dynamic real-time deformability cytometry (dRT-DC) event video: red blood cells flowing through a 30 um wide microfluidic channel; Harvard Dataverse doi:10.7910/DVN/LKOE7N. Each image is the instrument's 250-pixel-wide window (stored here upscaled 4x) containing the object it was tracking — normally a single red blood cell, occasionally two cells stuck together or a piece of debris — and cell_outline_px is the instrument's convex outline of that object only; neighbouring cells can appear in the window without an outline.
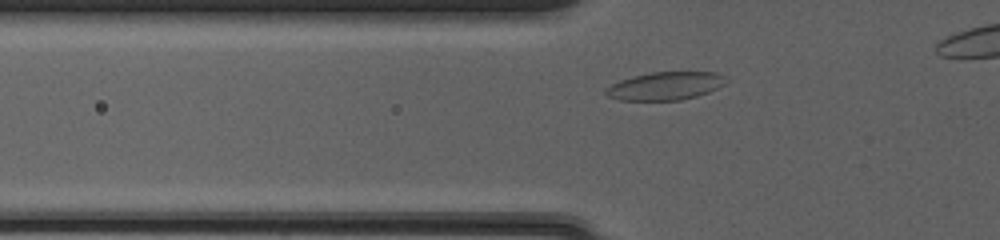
{"species": "common noctule bat (a hibernating species)", "species_latin": "Nyctalus noctula", "temperature_condition": "cold", "stored_images_in_passage": 30, "camera_frame_rate_fps": 3000, "um_per_image_px": 0.085, "animal": {"sex": "female", "body_mass_g": 20.0, "forearm_length_mm": 54.0}, "frame": {"image": 1, "passage_image": 3, "time_ms": 0.667, "image_size_px": [1000, 240], "cell_outline_px": [[724, 84], [708, 92], [696, 96], [680, 100], [620, 100], [608, 96], [604, 92], [604, 88], [620, 80], [652, 72], [716, 72], [724, 76]], "centroid_in_image_um": [56.51, 7.31], "position_along_channel_um": 69.3, "area_um2": 19.36}}
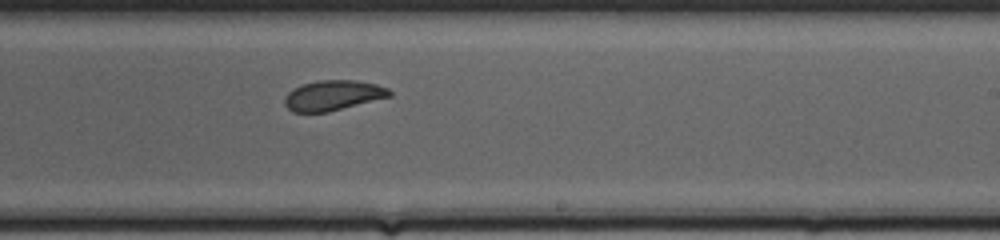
{"frame": {"image": 2, "passage_image": 17, "time_ms": 5.333, "image_size_px": [1000, 240], "cell_outline_px": [[392, 96], [328, 112], [292, 112], [284, 104], [284, 96], [292, 88], [316, 80], [356, 80], [376, 84], [388, 88], [392, 92]], "centroid_in_image_um": [28.29, 8.1], "position_along_channel_um": 260.7, "area_um2": 18.55}}
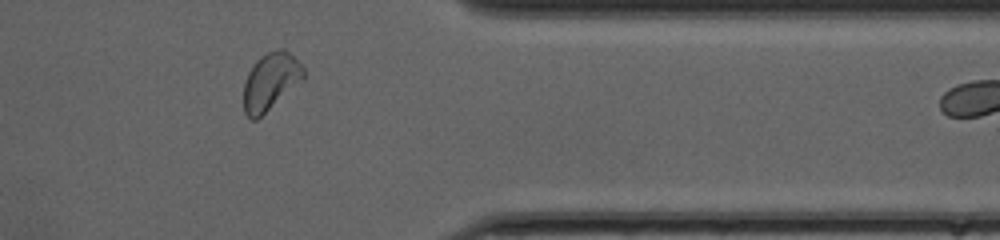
{"frame": {"image": 3, "passage_image": 27, "time_ms": 8.667, "image_size_px": [1000, 240], "cell_outline_px": [[304, 76], [256, 120], [252, 120], [244, 112], [244, 80], [248, 72], [256, 60], [260, 56], [268, 52], [280, 48], [284, 48], [304, 68]], "centroid_in_image_um": [22.94, 6.89], "position_along_channel_um": 388.5, "area_um2": 19.25}}